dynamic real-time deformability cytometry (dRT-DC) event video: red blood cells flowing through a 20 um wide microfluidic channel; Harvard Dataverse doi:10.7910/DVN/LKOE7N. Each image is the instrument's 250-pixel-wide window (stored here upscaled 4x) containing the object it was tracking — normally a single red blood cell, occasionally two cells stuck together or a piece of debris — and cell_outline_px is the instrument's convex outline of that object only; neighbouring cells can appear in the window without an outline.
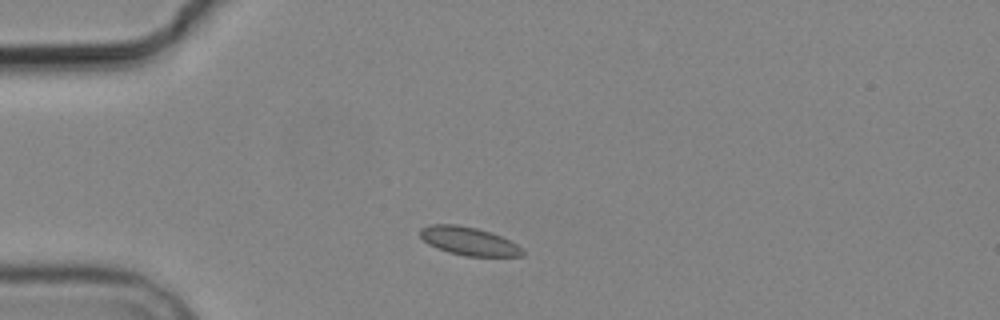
{"species": "common noctule bat (a hibernating species)", "species_latin": "Nyctalus noctula", "temperature_condition": "cold", "stored_images_in_passage": 5, "camera_frame_rate_fps": 3000, "um_per_image_px": 0.085, "animal": {"sex": "male", "body_mass_g": 19.2, "forearm_length_mm": 51.8}, "frame": {"image": 1, "passage_image": 2, "time_ms": 1.0, "image_size_px": [1000, 320], "cell_outline_px": [[524, 256], [464, 256], [448, 252], [436, 248], [428, 244], [420, 236], [420, 228], [432, 224], [456, 224], [476, 228], [500, 236], [516, 244], [524, 252]], "centroid_in_image_um": [39.8, 20.5], "position_along_channel_um": 45.2, "area_um2": 16.7}}
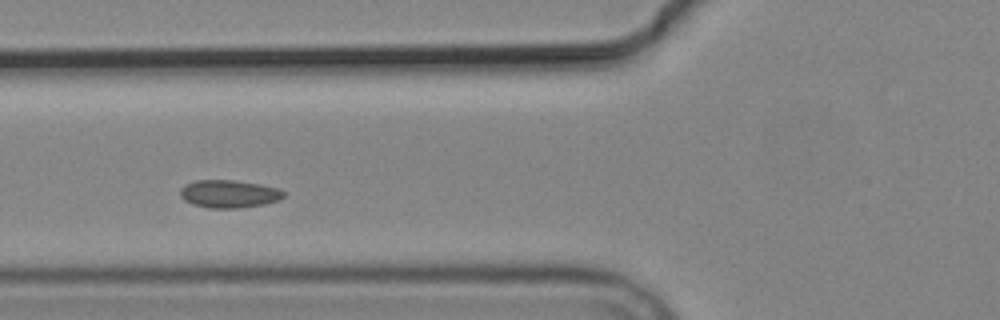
{"frame": {"image": 2, "passage_image": 4, "time_ms": 3.333, "image_size_px": [1000, 320], "cell_outline_px": [[284, 196], [280, 200], [264, 204], [236, 208], [208, 208], [192, 204], [184, 200], [180, 196], [180, 188], [184, 184], [196, 180], [236, 180], [260, 184], [276, 188], [284, 192]], "centroid_in_image_um": [19.43, 16.47], "position_along_channel_um": 106.4, "area_um2": 16.82}}
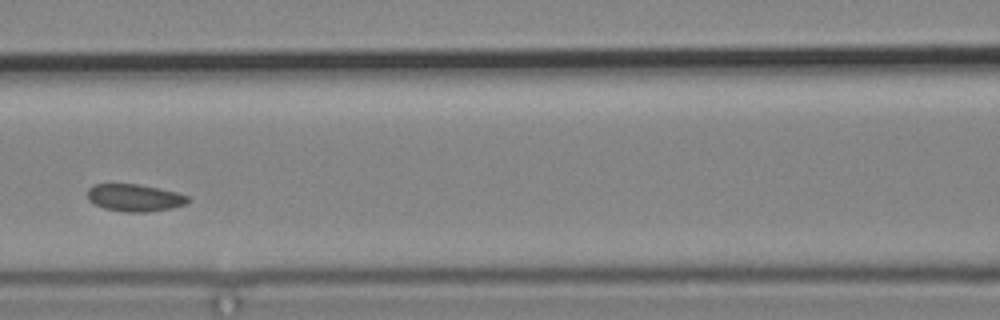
{"frame": {"image": 3, "passage_image": 5, "time_ms": 4.667, "image_size_px": [1000, 320], "cell_outline_px": [[188, 200], [184, 204], [172, 208], [144, 212], [128, 212], [104, 208], [88, 200], [88, 188], [92, 184], [140, 184], [176, 192], [188, 196]], "centroid_in_image_um": [11.41, 16.8], "position_along_channel_um": 155.2, "area_um2": 15.78}}